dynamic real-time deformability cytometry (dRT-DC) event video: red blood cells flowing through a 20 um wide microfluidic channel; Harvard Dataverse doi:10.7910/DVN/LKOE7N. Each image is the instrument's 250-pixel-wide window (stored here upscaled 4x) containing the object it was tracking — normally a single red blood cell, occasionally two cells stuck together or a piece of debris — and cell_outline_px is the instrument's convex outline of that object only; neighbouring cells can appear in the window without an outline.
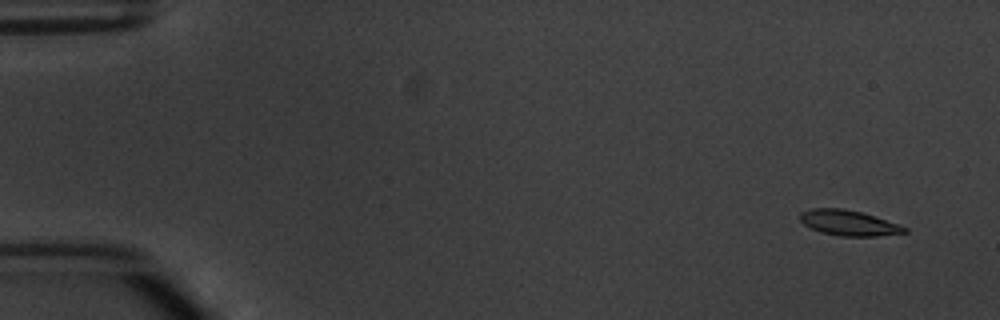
{"species": "common noctule bat (a hibernating species)", "species_latin": "Nyctalus noctula", "temperature_condition": "warm", "stored_images_in_passage": 5, "camera_frame_rate_fps": 3000, "um_per_image_px": 0.085, "animal": {"sex": "male", "body_mass_g": 20.1, "forearm_length_mm": 53.5}, "frame": {"image": 1, "passage_image": 2, "time_ms": 1.0, "image_size_px": [1000, 320], "cell_outline_px": [[908, 232], [876, 236], [840, 236], [820, 232], [804, 224], [800, 220], [800, 212], [812, 208], [844, 208], [860, 212], [900, 224], [908, 228]], "centroid_in_image_um": [72.14, 18.94], "position_along_channel_um": 12.9, "area_um2": 15.43}}
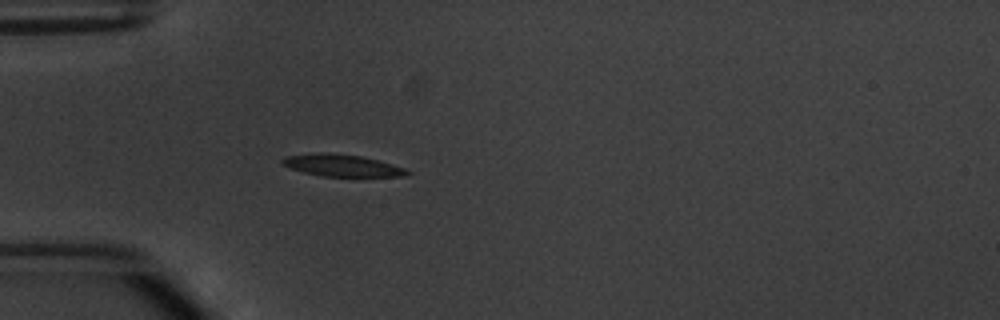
{"frame": {"image": 2, "passage_image": 5, "time_ms": 5.333, "image_size_px": [1000, 320], "cell_outline_px": [[412, 172], [404, 176], [320, 176], [288, 168], [280, 164], [280, 160], [284, 156], [320, 152], [328, 152], [360, 156], [392, 164], [404, 168]], "centroid_in_image_um": [28.98, 14.05], "position_along_channel_um": 56.0, "area_um2": 16.01}}